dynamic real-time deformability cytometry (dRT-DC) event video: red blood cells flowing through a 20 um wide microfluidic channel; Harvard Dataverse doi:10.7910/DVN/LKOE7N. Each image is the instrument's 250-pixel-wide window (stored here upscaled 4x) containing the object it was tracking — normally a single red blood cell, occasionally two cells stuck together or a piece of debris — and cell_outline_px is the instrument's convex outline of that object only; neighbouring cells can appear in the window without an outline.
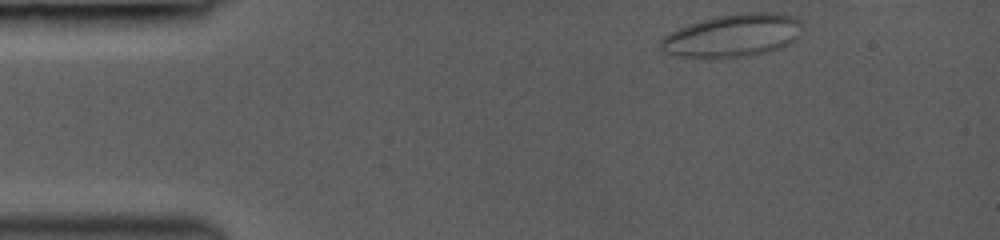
{"species": "common noctule bat (a hibernating species)", "species_latin": "Nyctalus noctula", "temperature_condition": "room temperature", "stored_images_in_passage": 43, "camera_frame_rate_fps": 3000, "um_per_image_px": 0.085, "animal": {"sex": "female", "body_mass_g": 19.0, "forearm_length_mm": 53.3}, "frame": {"image": 1, "passage_image": 1, "time_ms": 0.0, "image_size_px": [1000, 240], "cell_outline_px": [[804, 24], [800, 36], [796, 40], [780, 48], [768, 52], [752, 56], [672, 56], [660, 52], [660, 40], [664, 36], [688, 24], [716, 16], [748, 12], [772, 12], [796, 16]], "centroid_in_image_um": [62.34, 3.0], "position_along_channel_um": 22.7, "area_um2": 35.43}}
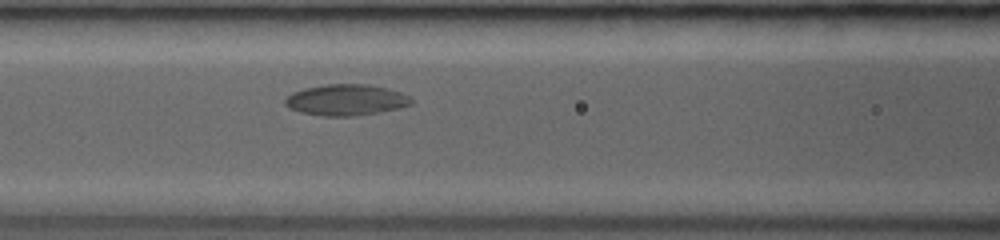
{"frame": {"image": 2, "passage_image": 32, "time_ms": 5.0, "image_size_px": [1000, 240], "cell_outline_px": [[412, 104], [400, 108], [380, 112], [356, 116], [324, 116], [300, 112], [288, 108], [284, 104], [284, 100], [292, 92], [304, 88], [324, 84], [368, 84], [388, 88], [400, 92], [408, 96], [412, 100]], "centroid_in_image_um": [29.4, 8.49], "position_along_channel_um": 137.2, "area_um2": 23.06}}
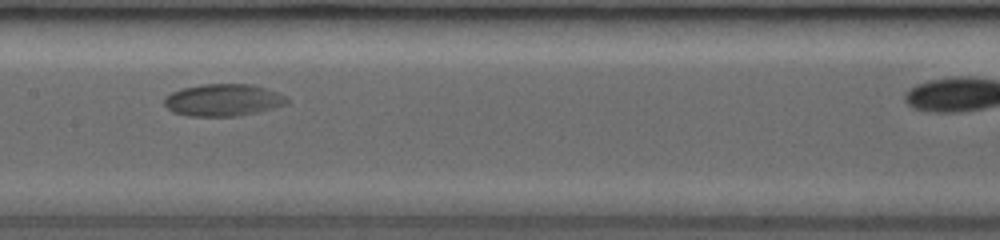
{"frame": {"image": 3, "passage_image": 42, "time_ms": 6.333, "image_size_px": [1000, 240], "cell_outline_px": [[288, 104], [256, 112], [236, 116], [188, 116], [172, 112], [164, 104], [164, 96], [172, 92], [184, 88], [204, 84], [252, 84], [288, 96]], "centroid_in_image_um": [18.96, 8.51], "position_along_channel_um": 188.4, "area_um2": 22.89}}